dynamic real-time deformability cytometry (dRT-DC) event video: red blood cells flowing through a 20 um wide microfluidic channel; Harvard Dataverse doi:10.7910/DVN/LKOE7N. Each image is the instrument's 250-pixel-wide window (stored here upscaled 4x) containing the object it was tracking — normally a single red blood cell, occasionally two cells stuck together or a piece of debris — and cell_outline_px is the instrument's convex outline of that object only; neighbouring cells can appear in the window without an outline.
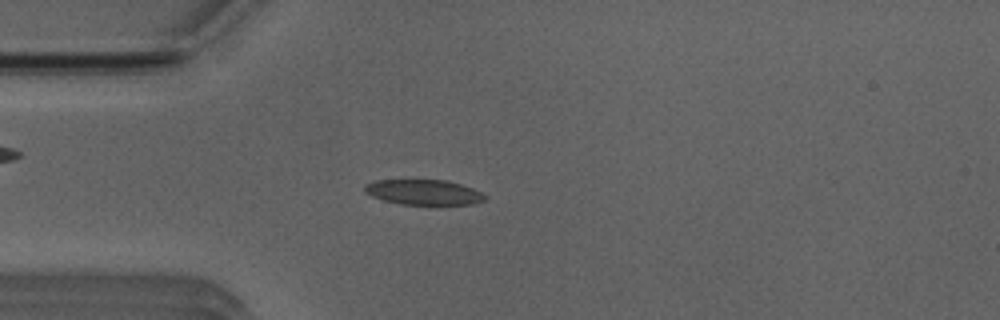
{"species": "Egyptian fruit bat (a non-hibernating species)", "species_latin": "Rousettus aegyptiacus", "temperature_condition": "room temperature", "stored_images_in_passage": 39, "camera_frame_rate_fps": 3000, "um_per_image_px": 0.085, "animal": {"sex": "male"}, "frame": {"image": 1, "passage_image": 1, "time_ms": 0.0, "image_size_px": [1000, 320], "cell_outline_px": [[488, 196], [484, 200], [472, 204], [436, 208], [400, 204], [384, 200], [372, 196], [364, 192], [364, 184], [376, 180], [444, 180], [460, 184], [472, 188]], "centroid_in_image_um": [36.05, 16.39], "position_along_channel_um": 49.0, "area_um2": 18.55}}
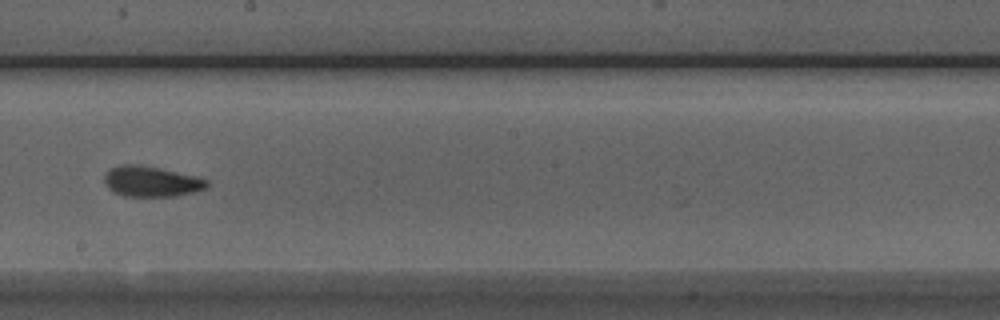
{"frame": {"image": 2, "passage_image": 16, "time_ms": 5.0, "image_size_px": [1000, 320], "cell_outline_px": [[208, 188], [196, 192], [172, 196], [124, 196], [112, 192], [108, 188], [104, 180], [104, 176], [112, 168], [120, 164], [132, 164], [156, 168], [196, 176], [208, 180]], "centroid_in_image_um": [12.87, 15.44], "position_along_channel_um": 235.3, "area_um2": 18.03}}
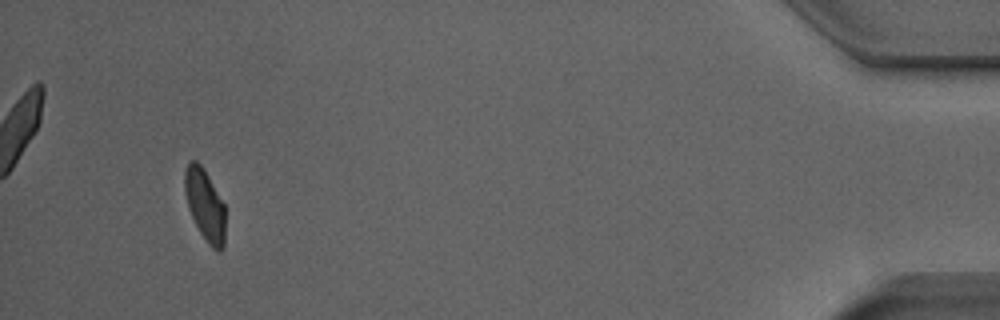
{"frame": {"image": 3, "passage_image": 36, "time_ms": 11.667, "image_size_px": [1000, 320], "cell_outline_px": [[224, 244], [220, 252], [216, 252], [208, 244], [200, 232], [188, 208], [184, 192], [184, 168], [192, 160], [196, 160], [200, 164], [208, 176], [224, 204]], "centroid_in_image_um": [17.4, 17.42], "position_along_channel_um": 417.8, "area_um2": 16.82}, "authors_computed_cell_mechanics": {"area_um2": 17.9758, "velocity_mm_per_s": 3.9264, "shape_relaxation_time_tau1_ms": 4.3919, "shape_relaxation_time_tau2_ms": 2.0192, "deformation_change_tau1": 0.1504, "deformation_change_tau2": 0.0772}}